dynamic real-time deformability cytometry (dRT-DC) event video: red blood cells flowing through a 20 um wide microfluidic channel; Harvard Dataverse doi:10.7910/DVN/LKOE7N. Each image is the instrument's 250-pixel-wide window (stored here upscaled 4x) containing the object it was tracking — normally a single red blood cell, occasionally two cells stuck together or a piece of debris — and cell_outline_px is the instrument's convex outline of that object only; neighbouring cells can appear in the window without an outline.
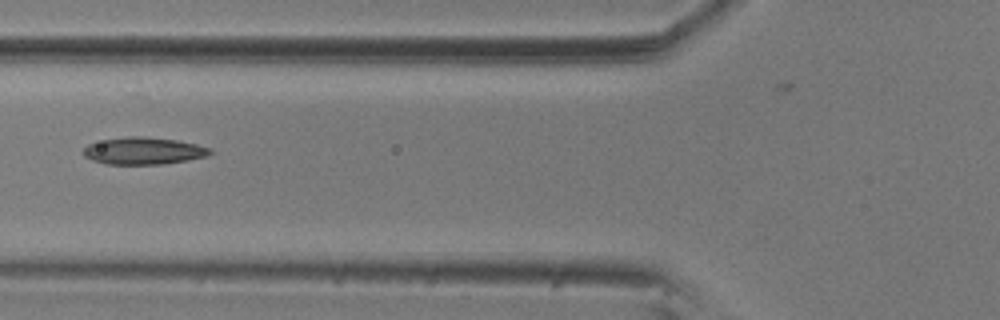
{"species": "common noctule bat (a hibernating species)", "species_latin": "Nyctalus noctula", "temperature_condition": "room temperature", "stored_images_in_passage": 14, "camera_frame_rate_fps": 3000, "um_per_image_px": 0.085, "animal": {"sex": "male", "body_mass_g": 20.5, "forearm_length_mm": 52.5}, "frame": {"image": 1, "passage_image": 5, "time_ms": 1.333, "image_size_px": [1000, 320], "cell_outline_px": [[212, 152], [208, 156], [188, 160], [164, 164], [104, 164], [92, 160], [84, 156], [84, 148], [88, 144], [104, 140], [128, 136], [144, 136], [176, 140], [196, 144], [212, 148]], "centroid_in_image_um": [12.23, 12.83], "position_along_channel_um": 113.6, "area_um2": 20.06}}
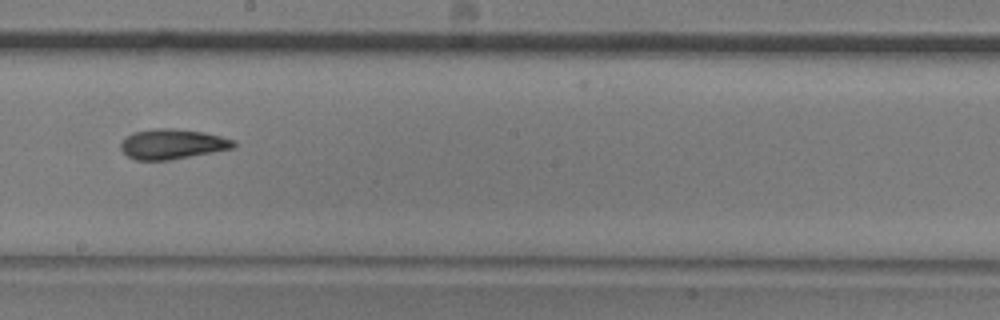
{"frame": {"image": 2, "passage_image": 8, "time_ms": 2.333, "image_size_px": [1000, 320], "cell_outline_px": [[236, 148], [172, 160], [136, 160], [128, 156], [120, 148], [120, 144], [132, 132], [152, 128], [172, 128], [204, 132], [236, 140]], "centroid_in_image_um": [14.69, 12.25], "position_along_channel_um": 233.5, "area_um2": 20.0}}
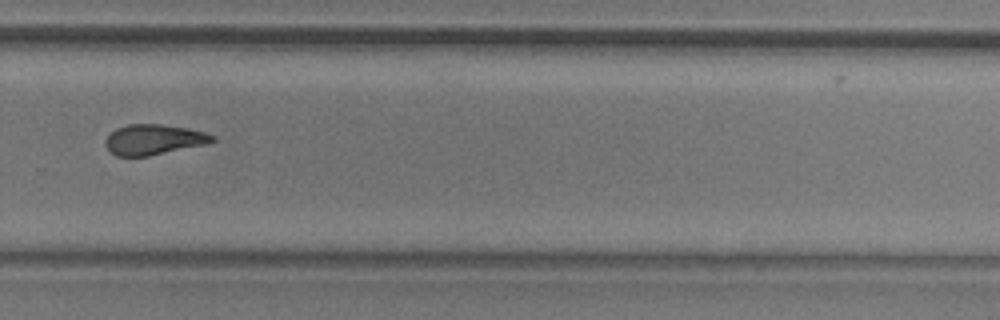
{"frame": {"image": 3, "passage_image": 10, "time_ms": 3.0, "image_size_px": [1000, 320], "cell_outline_px": [[216, 140], [204, 144], [148, 156], [116, 156], [104, 144], [104, 140], [116, 128], [128, 124], [160, 124], [188, 128], [204, 132], [216, 136]], "centroid_in_image_um": [13.05, 11.85], "position_along_channel_um": 316.7, "area_um2": 18.73}}